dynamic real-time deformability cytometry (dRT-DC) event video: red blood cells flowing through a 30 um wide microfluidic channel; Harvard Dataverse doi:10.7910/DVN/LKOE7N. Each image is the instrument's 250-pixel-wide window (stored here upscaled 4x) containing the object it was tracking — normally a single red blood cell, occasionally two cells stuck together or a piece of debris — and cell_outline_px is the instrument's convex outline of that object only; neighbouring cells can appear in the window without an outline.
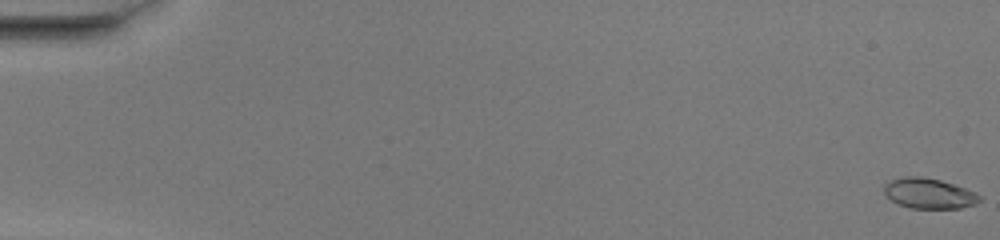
{"species": "common noctule bat (a hibernating species)", "species_latin": "Nyctalus noctula", "temperature_condition": "warm", "stored_images_in_passage": 52, "camera_frame_rate_fps": 3000, "um_per_image_px": 0.085, "animal": {"sex": "female", "body_mass_g": 20.0, "forearm_length_mm": 54.0}, "frame": {"image": 1, "passage_image": 1, "time_ms": 0.0, "image_size_px": [1000, 240], "cell_outline_px": [[980, 200], [976, 204], [960, 208], [912, 208], [896, 204], [884, 192], [884, 184], [892, 180], [904, 176], [920, 176], [940, 180], [976, 192], [980, 196]], "centroid_in_image_um": [78.96, 16.44], "position_along_channel_um": 6.0, "area_um2": 16.76}}
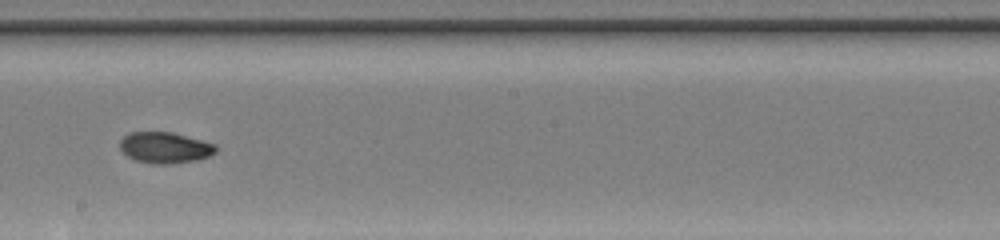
{"frame": {"image": 2, "passage_image": 31, "time_ms": 10.0, "image_size_px": [1000, 240], "cell_outline_px": [[216, 152], [208, 156], [196, 160], [168, 164], [152, 164], [136, 160], [128, 156], [120, 148], [120, 140], [128, 132], [172, 132], [216, 144]], "centroid_in_image_um": [14.01, 12.54], "position_along_channel_um": 234.2, "area_um2": 17.28}}
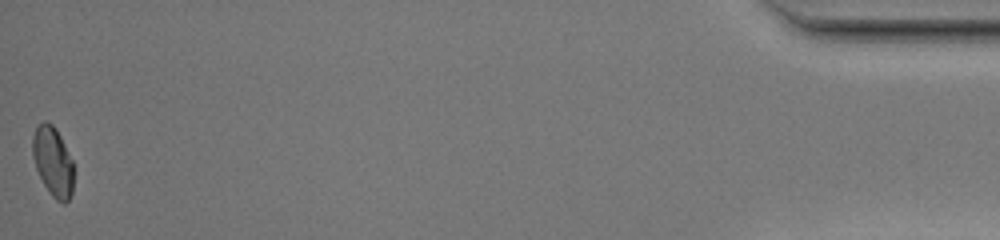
{"frame": {"image": 3, "passage_image": 52, "time_ms": 17.0, "image_size_px": [1000, 240], "cell_outline_px": [[72, 192], [68, 200], [64, 204], [56, 200], [52, 196], [44, 184], [36, 168], [32, 156], [32, 136], [36, 124], [44, 120], [52, 124], [56, 128], [72, 160]], "centroid_in_image_um": [4.46, 13.69], "position_along_channel_um": 430.7, "area_um2": 16.59}, "authors_computed_cell_mechanics": {"area_um2": 17.1955, "velocity_mm_per_s": 4.1141, "shape_relaxation_time_tau1_ms": null, "shape_relaxation_time_tau2_ms": 1.4402, "deformation_change_tau1": null, "deformation_change_tau2": 0.0494}}